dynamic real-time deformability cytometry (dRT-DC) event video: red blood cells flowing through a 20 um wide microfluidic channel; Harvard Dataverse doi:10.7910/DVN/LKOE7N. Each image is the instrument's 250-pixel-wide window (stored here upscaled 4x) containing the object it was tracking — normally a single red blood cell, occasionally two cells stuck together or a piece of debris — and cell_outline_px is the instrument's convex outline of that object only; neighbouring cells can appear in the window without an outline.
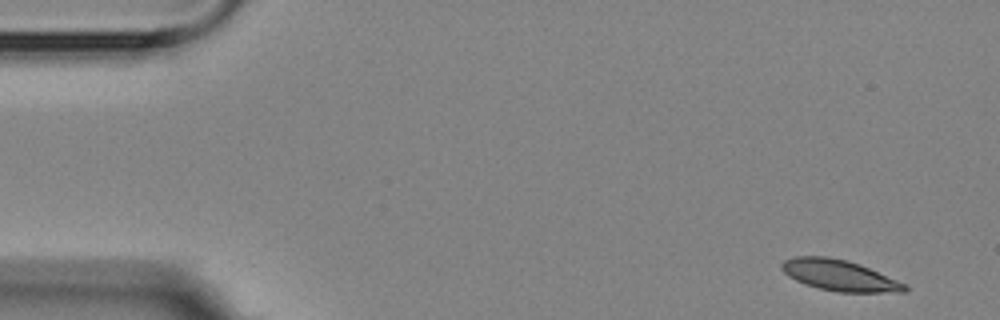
{"species": "Egyptian fruit bat (a non-hibernating species)", "species_latin": "Rousettus aegyptiacus", "temperature_condition": "room temperature", "stored_images_in_passage": 10, "camera_frame_rate_fps": 3000, "um_per_image_px": 0.085, "animal": {"sex": "female"}, "frame": {"image": 1, "passage_image": 1, "time_ms": 0.0, "image_size_px": [1000, 320], "cell_outline_px": [[908, 292], [836, 292], [804, 284], [788, 276], [780, 268], [780, 264], [784, 260], [792, 256], [828, 256], [860, 264], [908, 284]], "centroid_in_image_um": [71.36, 23.4], "position_along_channel_um": 13.6, "area_um2": 22.37}}
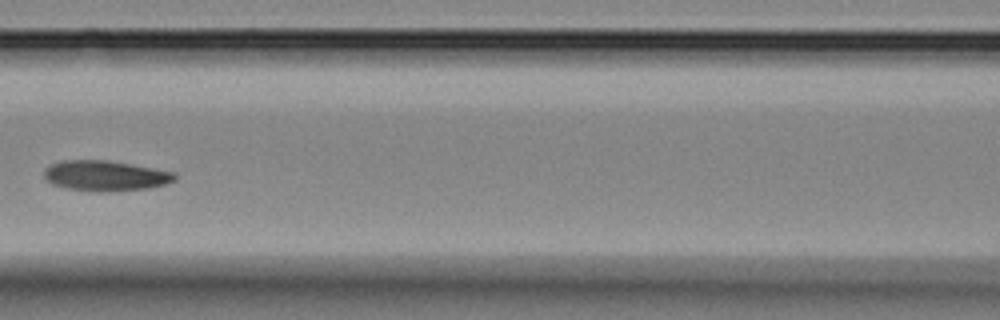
{"frame": {"image": 2, "passage_image": 7, "time_ms": 7.0, "image_size_px": [1000, 320], "cell_outline_px": [[176, 180], [164, 184], [148, 188], [108, 192], [100, 192], [64, 188], [52, 184], [44, 176], [44, 168], [60, 160], [108, 160], [132, 164], [176, 172]], "centroid_in_image_um": [8.95, 14.93], "position_along_channel_um": 157.6, "area_um2": 23.29}}
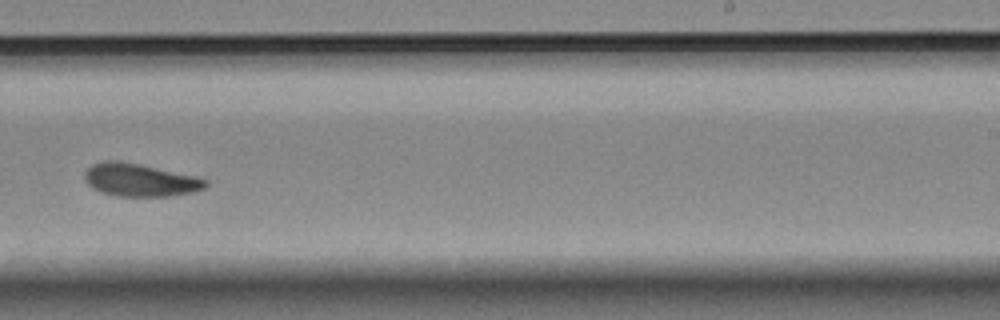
{"frame": {"image": 3, "passage_image": 10, "time_ms": 10.333, "image_size_px": [1000, 320], "cell_outline_px": [[208, 184], [204, 188], [192, 192], [172, 196], [116, 196], [100, 192], [92, 188], [84, 180], [84, 172], [92, 164], [104, 160], [116, 160], [140, 164], [196, 176], [208, 180]], "centroid_in_image_um": [11.87, 15.3], "position_along_channel_um": 277.1, "area_um2": 23.29}}